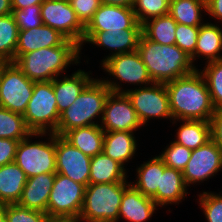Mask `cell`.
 Returning a JSON list of instances; mask_svg holds the SVG:
<instances>
[{
    "mask_svg": "<svg viewBox=\"0 0 222 222\" xmlns=\"http://www.w3.org/2000/svg\"><path fill=\"white\" fill-rule=\"evenodd\" d=\"M165 85L173 124L181 120L210 121L216 109L211 101L206 80L198 68Z\"/></svg>",
    "mask_w": 222,
    "mask_h": 222,
    "instance_id": "1",
    "label": "cell"
},
{
    "mask_svg": "<svg viewBox=\"0 0 222 222\" xmlns=\"http://www.w3.org/2000/svg\"><path fill=\"white\" fill-rule=\"evenodd\" d=\"M137 51L155 83H167L194 72L191 58L177 45L153 42L141 34Z\"/></svg>",
    "mask_w": 222,
    "mask_h": 222,
    "instance_id": "2",
    "label": "cell"
},
{
    "mask_svg": "<svg viewBox=\"0 0 222 222\" xmlns=\"http://www.w3.org/2000/svg\"><path fill=\"white\" fill-rule=\"evenodd\" d=\"M81 47L67 39L62 45L22 54L14 63L32 81H52L71 64L80 63ZM65 68V69H64Z\"/></svg>",
    "mask_w": 222,
    "mask_h": 222,
    "instance_id": "3",
    "label": "cell"
},
{
    "mask_svg": "<svg viewBox=\"0 0 222 222\" xmlns=\"http://www.w3.org/2000/svg\"><path fill=\"white\" fill-rule=\"evenodd\" d=\"M110 92L111 90L101 78L93 79L73 104L60 113L58 126L54 133L63 136L75 128L100 125L95 120L97 117L102 119L104 105Z\"/></svg>",
    "mask_w": 222,
    "mask_h": 222,
    "instance_id": "4",
    "label": "cell"
},
{
    "mask_svg": "<svg viewBox=\"0 0 222 222\" xmlns=\"http://www.w3.org/2000/svg\"><path fill=\"white\" fill-rule=\"evenodd\" d=\"M130 182L89 184L79 222H118L121 198Z\"/></svg>",
    "mask_w": 222,
    "mask_h": 222,
    "instance_id": "5",
    "label": "cell"
},
{
    "mask_svg": "<svg viewBox=\"0 0 222 222\" xmlns=\"http://www.w3.org/2000/svg\"><path fill=\"white\" fill-rule=\"evenodd\" d=\"M46 134L50 139L48 142L30 141L34 136L42 137ZM55 152V133H32L19 141L14 162L26 174L27 178L42 173H56Z\"/></svg>",
    "mask_w": 222,
    "mask_h": 222,
    "instance_id": "6",
    "label": "cell"
},
{
    "mask_svg": "<svg viewBox=\"0 0 222 222\" xmlns=\"http://www.w3.org/2000/svg\"><path fill=\"white\" fill-rule=\"evenodd\" d=\"M59 116L52 81L34 82L33 95L23 114L27 127L32 133H54Z\"/></svg>",
    "mask_w": 222,
    "mask_h": 222,
    "instance_id": "7",
    "label": "cell"
},
{
    "mask_svg": "<svg viewBox=\"0 0 222 222\" xmlns=\"http://www.w3.org/2000/svg\"><path fill=\"white\" fill-rule=\"evenodd\" d=\"M102 67L106 73L108 72L110 76L116 79V82L115 80L112 82L111 78L110 80L105 78L103 80L102 78V81L111 92L125 93V89L123 90L121 87L122 84L119 82L130 83L132 85L137 84V86L140 85V87L153 83L137 50L108 57L102 63ZM117 80H119V82H117Z\"/></svg>",
    "mask_w": 222,
    "mask_h": 222,
    "instance_id": "8",
    "label": "cell"
},
{
    "mask_svg": "<svg viewBox=\"0 0 222 222\" xmlns=\"http://www.w3.org/2000/svg\"><path fill=\"white\" fill-rule=\"evenodd\" d=\"M34 81L14 62H6L0 70V106L24 114L33 95Z\"/></svg>",
    "mask_w": 222,
    "mask_h": 222,
    "instance_id": "9",
    "label": "cell"
},
{
    "mask_svg": "<svg viewBox=\"0 0 222 222\" xmlns=\"http://www.w3.org/2000/svg\"><path fill=\"white\" fill-rule=\"evenodd\" d=\"M135 89V90H134ZM125 90L138 119L146 125L149 119L166 118L172 120L169 97L164 83L153 82L150 85Z\"/></svg>",
    "mask_w": 222,
    "mask_h": 222,
    "instance_id": "10",
    "label": "cell"
},
{
    "mask_svg": "<svg viewBox=\"0 0 222 222\" xmlns=\"http://www.w3.org/2000/svg\"><path fill=\"white\" fill-rule=\"evenodd\" d=\"M85 186L56 173L48 200L49 216L75 217L79 219L83 205Z\"/></svg>",
    "mask_w": 222,
    "mask_h": 222,
    "instance_id": "11",
    "label": "cell"
},
{
    "mask_svg": "<svg viewBox=\"0 0 222 222\" xmlns=\"http://www.w3.org/2000/svg\"><path fill=\"white\" fill-rule=\"evenodd\" d=\"M43 24L58 30L67 39L80 45L82 50L85 27L77 18L70 2L65 0H44L41 4Z\"/></svg>",
    "mask_w": 222,
    "mask_h": 222,
    "instance_id": "12",
    "label": "cell"
},
{
    "mask_svg": "<svg viewBox=\"0 0 222 222\" xmlns=\"http://www.w3.org/2000/svg\"><path fill=\"white\" fill-rule=\"evenodd\" d=\"M100 127L104 132H134L142 127L137 113L125 93L110 92L105 105Z\"/></svg>",
    "mask_w": 222,
    "mask_h": 222,
    "instance_id": "13",
    "label": "cell"
},
{
    "mask_svg": "<svg viewBox=\"0 0 222 222\" xmlns=\"http://www.w3.org/2000/svg\"><path fill=\"white\" fill-rule=\"evenodd\" d=\"M56 173L62 174L74 182L89 185L91 157L55 134Z\"/></svg>",
    "mask_w": 222,
    "mask_h": 222,
    "instance_id": "14",
    "label": "cell"
},
{
    "mask_svg": "<svg viewBox=\"0 0 222 222\" xmlns=\"http://www.w3.org/2000/svg\"><path fill=\"white\" fill-rule=\"evenodd\" d=\"M221 169L222 151L211 139L205 145L192 150L190 160L183 170V178L189 187L190 184L207 181Z\"/></svg>",
    "mask_w": 222,
    "mask_h": 222,
    "instance_id": "15",
    "label": "cell"
},
{
    "mask_svg": "<svg viewBox=\"0 0 222 222\" xmlns=\"http://www.w3.org/2000/svg\"><path fill=\"white\" fill-rule=\"evenodd\" d=\"M141 34L142 29L85 31L82 46L84 43H91L109 49L111 53L105 59L103 58L101 61L103 63L108 57L136 51Z\"/></svg>",
    "mask_w": 222,
    "mask_h": 222,
    "instance_id": "16",
    "label": "cell"
},
{
    "mask_svg": "<svg viewBox=\"0 0 222 222\" xmlns=\"http://www.w3.org/2000/svg\"><path fill=\"white\" fill-rule=\"evenodd\" d=\"M119 29H142L133 8L101 4L95 11L85 31H116Z\"/></svg>",
    "mask_w": 222,
    "mask_h": 222,
    "instance_id": "17",
    "label": "cell"
},
{
    "mask_svg": "<svg viewBox=\"0 0 222 222\" xmlns=\"http://www.w3.org/2000/svg\"><path fill=\"white\" fill-rule=\"evenodd\" d=\"M66 40L67 38L58 30L46 26L45 24L28 30H19L15 49V60L22 54L37 49L60 46Z\"/></svg>",
    "mask_w": 222,
    "mask_h": 222,
    "instance_id": "18",
    "label": "cell"
},
{
    "mask_svg": "<svg viewBox=\"0 0 222 222\" xmlns=\"http://www.w3.org/2000/svg\"><path fill=\"white\" fill-rule=\"evenodd\" d=\"M156 203L148 196L143 195L131 183L125 188L119 208V220L127 222L148 221L157 210Z\"/></svg>",
    "mask_w": 222,
    "mask_h": 222,
    "instance_id": "19",
    "label": "cell"
},
{
    "mask_svg": "<svg viewBox=\"0 0 222 222\" xmlns=\"http://www.w3.org/2000/svg\"><path fill=\"white\" fill-rule=\"evenodd\" d=\"M56 173H42L27 178L18 205L24 208L47 212L48 200Z\"/></svg>",
    "mask_w": 222,
    "mask_h": 222,
    "instance_id": "20",
    "label": "cell"
},
{
    "mask_svg": "<svg viewBox=\"0 0 222 222\" xmlns=\"http://www.w3.org/2000/svg\"><path fill=\"white\" fill-rule=\"evenodd\" d=\"M83 70H77L71 76H59L52 80L53 91L56 97L57 110L59 114L68 109L85 87L94 79Z\"/></svg>",
    "mask_w": 222,
    "mask_h": 222,
    "instance_id": "21",
    "label": "cell"
},
{
    "mask_svg": "<svg viewBox=\"0 0 222 222\" xmlns=\"http://www.w3.org/2000/svg\"><path fill=\"white\" fill-rule=\"evenodd\" d=\"M183 172L167 167L164 163V173L161 175L160 187L152 198L158 207L168 204H179L188 194Z\"/></svg>",
    "mask_w": 222,
    "mask_h": 222,
    "instance_id": "22",
    "label": "cell"
},
{
    "mask_svg": "<svg viewBox=\"0 0 222 222\" xmlns=\"http://www.w3.org/2000/svg\"><path fill=\"white\" fill-rule=\"evenodd\" d=\"M222 29L214 23H203L199 26L194 54L190 57L194 63L196 57L204 58L206 63L222 60Z\"/></svg>",
    "mask_w": 222,
    "mask_h": 222,
    "instance_id": "23",
    "label": "cell"
},
{
    "mask_svg": "<svg viewBox=\"0 0 222 222\" xmlns=\"http://www.w3.org/2000/svg\"><path fill=\"white\" fill-rule=\"evenodd\" d=\"M134 132L110 131L104 133L103 153L125 167L137 150Z\"/></svg>",
    "mask_w": 222,
    "mask_h": 222,
    "instance_id": "24",
    "label": "cell"
},
{
    "mask_svg": "<svg viewBox=\"0 0 222 222\" xmlns=\"http://www.w3.org/2000/svg\"><path fill=\"white\" fill-rule=\"evenodd\" d=\"M27 182L26 174L15 163L0 167V206L16 204L21 198Z\"/></svg>",
    "mask_w": 222,
    "mask_h": 222,
    "instance_id": "25",
    "label": "cell"
},
{
    "mask_svg": "<svg viewBox=\"0 0 222 222\" xmlns=\"http://www.w3.org/2000/svg\"><path fill=\"white\" fill-rule=\"evenodd\" d=\"M104 131L100 125L75 128L62 137L85 155L94 157L103 152Z\"/></svg>",
    "mask_w": 222,
    "mask_h": 222,
    "instance_id": "26",
    "label": "cell"
},
{
    "mask_svg": "<svg viewBox=\"0 0 222 222\" xmlns=\"http://www.w3.org/2000/svg\"><path fill=\"white\" fill-rule=\"evenodd\" d=\"M106 154L91 157L89 184L128 182L127 171Z\"/></svg>",
    "mask_w": 222,
    "mask_h": 222,
    "instance_id": "27",
    "label": "cell"
},
{
    "mask_svg": "<svg viewBox=\"0 0 222 222\" xmlns=\"http://www.w3.org/2000/svg\"><path fill=\"white\" fill-rule=\"evenodd\" d=\"M137 179L130 182L143 195L153 198L160 187L161 175L164 173V161L158 155L144 162L136 169Z\"/></svg>",
    "mask_w": 222,
    "mask_h": 222,
    "instance_id": "28",
    "label": "cell"
},
{
    "mask_svg": "<svg viewBox=\"0 0 222 222\" xmlns=\"http://www.w3.org/2000/svg\"><path fill=\"white\" fill-rule=\"evenodd\" d=\"M182 125L177 129L174 142L194 150L211 140L210 121L181 120Z\"/></svg>",
    "mask_w": 222,
    "mask_h": 222,
    "instance_id": "29",
    "label": "cell"
},
{
    "mask_svg": "<svg viewBox=\"0 0 222 222\" xmlns=\"http://www.w3.org/2000/svg\"><path fill=\"white\" fill-rule=\"evenodd\" d=\"M202 10L206 12V0H171L169 3V14L183 25L201 26Z\"/></svg>",
    "mask_w": 222,
    "mask_h": 222,
    "instance_id": "30",
    "label": "cell"
},
{
    "mask_svg": "<svg viewBox=\"0 0 222 222\" xmlns=\"http://www.w3.org/2000/svg\"><path fill=\"white\" fill-rule=\"evenodd\" d=\"M177 22L168 13L142 24V34L149 40L165 45H174Z\"/></svg>",
    "mask_w": 222,
    "mask_h": 222,
    "instance_id": "31",
    "label": "cell"
},
{
    "mask_svg": "<svg viewBox=\"0 0 222 222\" xmlns=\"http://www.w3.org/2000/svg\"><path fill=\"white\" fill-rule=\"evenodd\" d=\"M31 134L22 114L0 106V138L21 141Z\"/></svg>",
    "mask_w": 222,
    "mask_h": 222,
    "instance_id": "32",
    "label": "cell"
},
{
    "mask_svg": "<svg viewBox=\"0 0 222 222\" xmlns=\"http://www.w3.org/2000/svg\"><path fill=\"white\" fill-rule=\"evenodd\" d=\"M19 28L12 14L0 16V57L6 62L15 61Z\"/></svg>",
    "mask_w": 222,
    "mask_h": 222,
    "instance_id": "33",
    "label": "cell"
},
{
    "mask_svg": "<svg viewBox=\"0 0 222 222\" xmlns=\"http://www.w3.org/2000/svg\"><path fill=\"white\" fill-rule=\"evenodd\" d=\"M204 76L215 109L222 108V60L205 63Z\"/></svg>",
    "mask_w": 222,
    "mask_h": 222,
    "instance_id": "34",
    "label": "cell"
},
{
    "mask_svg": "<svg viewBox=\"0 0 222 222\" xmlns=\"http://www.w3.org/2000/svg\"><path fill=\"white\" fill-rule=\"evenodd\" d=\"M133 11L140 24L169 13V3L166 0H135Z\"/></svg>",
    "mask_w": 222,
    "mask_h": 222,
    "instance_id": "35",
    "label": "cell"
},
{
    "mask_svg": "<svg viewBox=\"0 0 222 222\" xmlns=\"http://www.w3.org/2000/svg\"><path fill=\"white\" fill-rule=\"evenodd\" d=\"M192 150L176 142H170V145L159 155L167 167L177 169L183 172L190 160Z\"/></svg>",
    "mask_w": 222,
    "mask_h": 222,
    "instance_id": "36",
    "label": "cell"
},
{
    "mask_svg": "<svg viewBox=\"0 0 222 222\" xmlns=\"http://www.w3.org/2000/svg\"><path fill=\"white\" fill-rule=\"evenodd\" d=\"M0 209L5 213L7 222H44L47 214L38 210L28 209L16 204H4Z\"/></svg>",
    "mask_w": 222,
    "mask_h": 222,
    "instance_id": "37",
    "label": "cell"
},
{
    "mask_svg": "<svg viewBox=\"0 0 222 222\" xmlns=\"http://www.w3.org/2000/svg\"><path fill=\"white\" fill-rule=\"evenodd\" d=\"M198 196L207 222H222V194L207 191Z\"/></svg>",
    "mask_w": 222,
    "mask_h": 222,
    "instance_id": "38",
    "label": "cell"
},
{
    "mask_svg": "<svg viewBox=\"0 0 222 222\" xmlns=\"http://www.w3.org/2000/svg\"><path fill=\"white\" fill-rule=\"evenodd\" d=\"M199 26H189L177 23L175 30V45L190 57L194 54Z\"/></svg>",
    "mask_w": 222,
    "mask_h": 222,
    "instance_id": "39",
    "label": "cell"
},
{
    "mask_svg": "<svg viewBox=\"0 0 222 222\" xmlns=\"http://www.w3.org/2000/svg\"><path fill=\"white\" fill-rule=\"evenodd\" d=\"M41 5H32L22 10H13L12 15L19 30H28L43 24L41 18Z\"/></svg>",
    "mask_w": 222,
    "mask_h": 222,
    "instance_id": "40",
    "label": "cell"
},
{
    "mask_svg": "<svg viewBox=\"0 0 222 222\" xmlns=\"http://www.w3.org/2000/svg\"><path fill=\"white\" fill-rule=\"evenodd\" d=\"M70 3L84 27L92 20L95 11L102 4L101 0H72Z\"/></svg>",
    "mask_w": 222,
    "mask_h": 222,
    "instance_id": "41",
    "label": "cell"
},
{
    "mask_svg": "<svg viewBox=\"0 0 222 222\" xmlns=\"http://www.w3.org/2000/svg\"><path fill=\"white\" fill-rule=\"evenodd\" d=\"M18 140L0 138V167L14 162Z\"/></svg>",
    "mask_w": 222,
    "mask_h": 222,
    "instance_id": "42",
    "label": "cell"
},
{
    "mask_svg": "<svg viewBox=\"0 0 222 222\" xmlns=\"http://www.w3.org/2000/svg\"><path fill=\"white\" fill-rule=\"evenodd\" d=\"M211 139L222 151V108L216 109L210 119Z\"/></svg>",
    "mask_w": 222,
    "mask_h": 222,
    "instance_id": "43",
    "label": "cell"
},
{
    "mask_svg": "<svg viewBox=\"0 0 222 222\" xmlns=\"http://www.w3.org/2000/svg\"><path fill=\"white\" fill-rule=\"evenodd\" d=\"M206 12L211 18L222 22V0H206Z\"/></svg>",
    "mask_w": 222,
    "mask_h": 222,
    "instance_id": "44",
    "label": "cell"
},
{
    "mask_svg": "<svg viewBox=\"0 0 222 222\" xmlns=\"http://www.w3.org/2000/svg\"><path fill=\"white\" fill-rule=\"evenodd\" d=\"M44 0H11L12 10H22L32 5H41Z\"/></svg>",
    "mask_w": 222,
    "mask_h": 222,
    "instance_id": "45",
    "label": "cell"
},
{
    "mask_svg": "<svg viewBox=\"0 0 222 222\" xmlns=\"http://www.w3.org/2000/svg\"><path fill=\"white\" fill-rule=\"evenodd\" d=\"M102 4L133 8L135 0H101Z\"/></svg>",
    "mask_w": 222,
    "mask_h": 222,
    "instance_id": "46",
    "label": "cell"
},
{
    "mask_svg": "<svg viewBox=\"0 0 222 222\" xmlns=\"http://www.w3.org/2000/svg\"><path fill=\"white\" fill-rule=\"evenodd\" d=\"M44 222H79V219L75 217H61V216H49L47 215Z\"/></svg>",
    "mask_w": 222,
    "mask_h": 222,
    "instance_id": "47",
    "label": "cell"
},
{
    "mask_svg": "<svg viewBox=\"0 0 222 222\" xmlns=\"http://www.w3.org/2000/svg\"><path fill=\"white\" fill-rule=\"evenodd\" d=\"M11 0H0V16L12 14Z\"/></svg>",
    "mask_w": 222,
    "mask_h": 222,
    "instance_id": "48",
    "label": "cell"
},
{
    "mask_svg": "<svg viewBox=\"0 0 222 222\" xmlns=\"http://www.w3.org/2000/svg\"><path fill=\"white\" fill-rule=\"evenodd\" d=\"M0 222H7V217L1 209H0Z\"/></svg>",
    "mask_w": 222,
    "mask_h": 222,
    "instance_id": "49",
    "label": "cell"
},
{
    "mask_svg": "<svg viewBox=\"0 0 222 222\" xmlns=\"http://www.w3.org/2000/svg\"><path fill=\"white\" fill-rule=\"evenodd\" d=\"M6 63V61H4L1 57H0V70L2 68V66Z\"/></svg>",
    "mask_w": 222,
    "mask_h": 222,
    "instance_id": "50",
    "label": "cell"
}]
</instances>
